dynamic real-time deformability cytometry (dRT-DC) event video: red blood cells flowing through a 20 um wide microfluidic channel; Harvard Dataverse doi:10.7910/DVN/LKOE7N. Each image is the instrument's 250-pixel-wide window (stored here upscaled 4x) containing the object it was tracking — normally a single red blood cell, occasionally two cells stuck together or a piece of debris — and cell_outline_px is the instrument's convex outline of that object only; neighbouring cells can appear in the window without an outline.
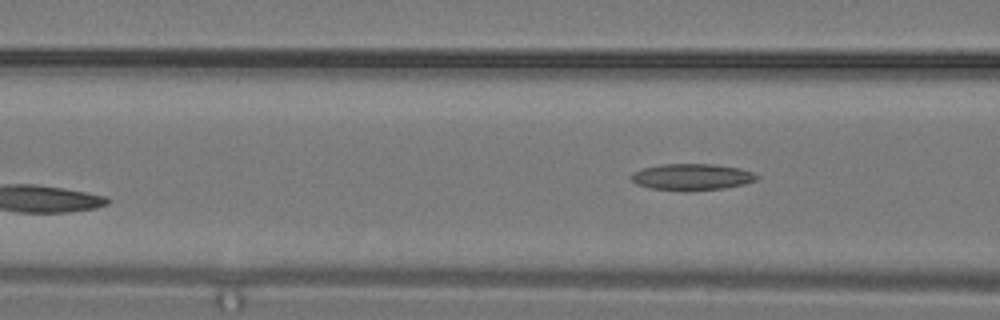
{"species": "common noctule bat (a hibernating species)", "species_latin": "Nyctalus noctula", "temperature_condition": "warm", "stored_images_in_passage": 6, "camera_frame_rate_fps": 3000, "um_per_image_px": 0.085, "animal": {"sex": "male", "body_mass_g": 19.2, "forearm_length_mm": 51.8}, "frame": {"image": 1, "passage_image": 6, "time_ms": 1.667, "image_size_px": [1000, 320], "cell_outline_px": [[760, 176], [756, 180], [744, 184], [724, 188], [688, 192], [648, 188], [636, 184], [628, 176], [632, 172], [644, 168], [660, 164], [716, 164], [740, 168], [752, 172]], "centroid_in_image_um": [58.78, 15.05], "position_along_channel_um": 107.8, "area_um2": 19.77}}